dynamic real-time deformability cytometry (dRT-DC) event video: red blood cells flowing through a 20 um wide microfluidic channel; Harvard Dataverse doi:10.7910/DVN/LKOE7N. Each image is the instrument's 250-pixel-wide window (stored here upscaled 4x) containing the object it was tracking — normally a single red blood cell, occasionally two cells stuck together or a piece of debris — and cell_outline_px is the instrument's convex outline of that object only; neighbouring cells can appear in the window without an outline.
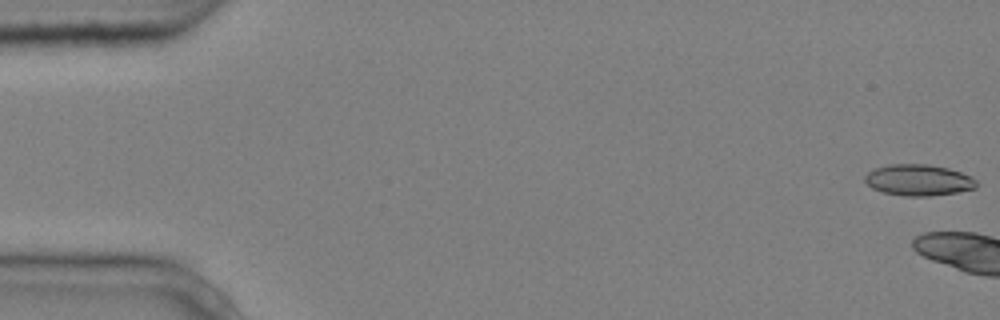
{"species": "common noctule bat (a hibernating species)", "species_latin": "Nyctalus noctula", "temperature_condition": "cold", "stored_images_in_passage": 8, "camera_frame_rate_fps": 3000, "um_per_image_px": 0.085, "animal": {"sex": "male", "body_mass_g": 20.4}, "frame": {"image": 1, "passage_image": 1, "time_ms": 0.0, "image_size_px": [1000, 320], "cell_outline_px": [[976, 188], [956, 192], [932, 196], [904, 196], [884, 192], [872, 188], [864, 180], [864, 176], [868, 172], [876, 168], [888, 164], [928, 164], [948, 168], [972, 176], [976, 180]], "centroid_in_image_um": [78.07, 15.3], "position_along_channel_um": 6.9, "area_um2": 20.29}}
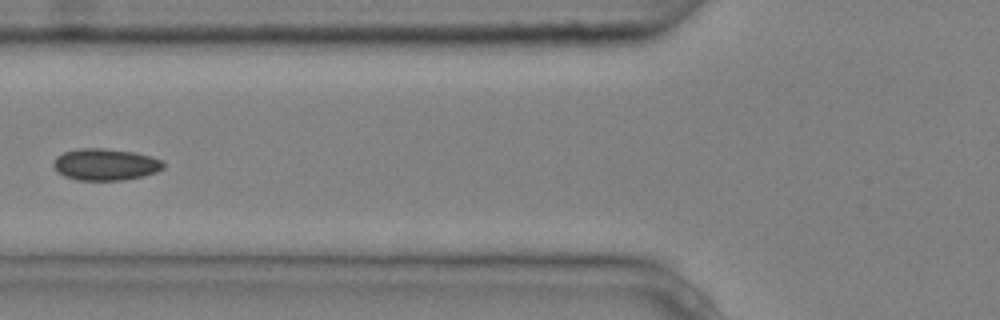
{"frame": {"image": 2, "passage_image": 7, "time_ms": 2.0, "image_size_px": [1000, 320], "cell_outline_px": [[164, 168], [156, 172], [144, 176], [124, 180], [76, 180], [64, 176], [56, 172], [52, 164], [56, 156], [64, 152], [80, 148], [104, 148], [132, 152], [152, 156], [164, 160]], "centroid_in_image_um": [8.96, 13.98], "position_along_channel_um": 116.8, "area_um2": 20.58}}